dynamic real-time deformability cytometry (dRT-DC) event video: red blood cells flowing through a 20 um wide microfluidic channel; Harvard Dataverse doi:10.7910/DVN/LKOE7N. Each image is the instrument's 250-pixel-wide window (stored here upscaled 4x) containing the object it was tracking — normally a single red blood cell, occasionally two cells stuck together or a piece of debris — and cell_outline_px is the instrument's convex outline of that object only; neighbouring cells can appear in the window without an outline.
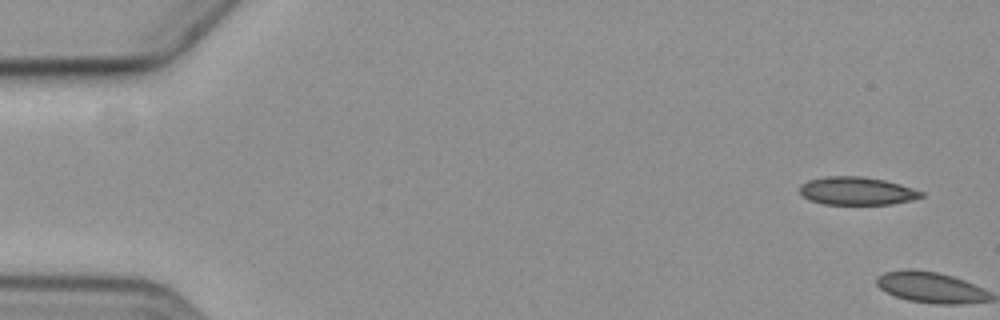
{"species": "common noctule bat (a hibernating species)", "species_latin": "Nyctalus noctula", "temperature_condition": "cold", "stored_images_in_passage": 4, "camera_frame_rate_fps": 3000, "um_per_image_px": 0.085, "animal": {"sex": "female", "body_mass_g": 19.3, "forearm_length_mm": 54.1}, "frame": {"image": 1, "passage_image": 1, "time_ms": 0.0, "image_size_px": [1000, 320], "cell_outline_px": [[924, 196], [892, 204], [824, 204], [812, 200], [804, 196], [800, 192], [800, 184], [808, 180], [824, 176], [864, 176], [884, 180], [900, 184], [924, 192]], "centroid_in_image_um": [72.82, 16.21], "position_along_channel_um": 12.2, "area_um2": 19.71}}